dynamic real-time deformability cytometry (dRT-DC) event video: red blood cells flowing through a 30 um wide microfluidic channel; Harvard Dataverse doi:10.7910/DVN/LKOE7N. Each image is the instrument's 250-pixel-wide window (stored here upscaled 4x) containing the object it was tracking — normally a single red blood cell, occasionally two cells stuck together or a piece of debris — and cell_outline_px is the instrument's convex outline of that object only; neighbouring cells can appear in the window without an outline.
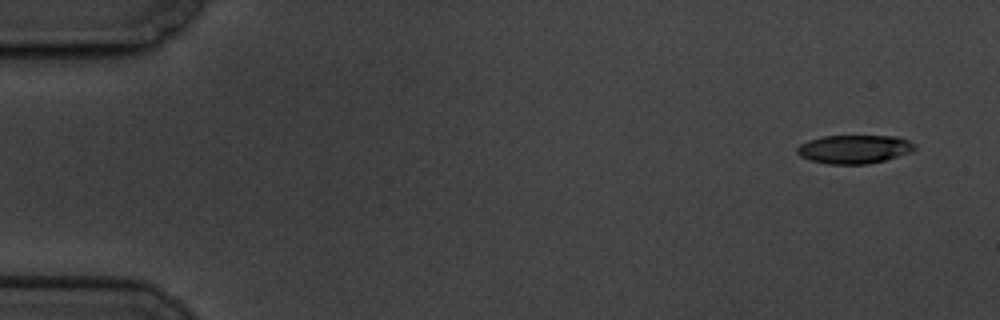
{"species": "common noctule bat (a hibernating species)", "species_latin": "Nyctalus noctula", "temperature_condition": "cold", "stored_images_in_passage": 4, "camera_frame_rate_fps": 3000, "um_per_image_px": 0.085, "animal": {"sex": "male", "body_mass_g": 19.5, "forearm_length_mm": 54.6}, "frame": {"image": 1, "passage_image": 1, "time_ms": 0.0, "image_size_px": [1000, 320], "cell_outline_px": [[916, 148], [912, 152], [884, 160], [868, 164], [828, 164], [812, 160], [800, 156], [796, 152], [796, 148], [800, 144], [808, 140], [820, 136], [896, 136], [908, 140], [916, 144]], "centroid_in_image_um": [72.61, 12.67], "position_along_channel_um": 12.4, "area_um2": 19.65}}